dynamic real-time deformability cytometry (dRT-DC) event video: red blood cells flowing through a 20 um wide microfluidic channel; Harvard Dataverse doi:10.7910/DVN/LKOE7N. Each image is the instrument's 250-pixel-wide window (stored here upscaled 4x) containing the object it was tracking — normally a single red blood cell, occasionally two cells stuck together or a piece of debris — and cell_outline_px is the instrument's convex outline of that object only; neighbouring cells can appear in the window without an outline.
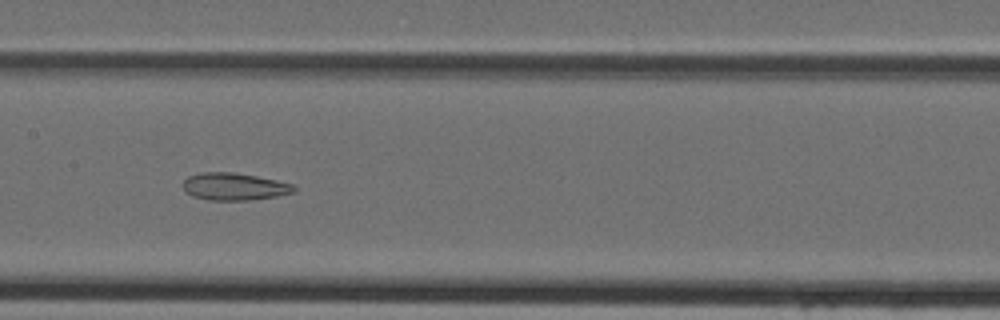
{"species": "Egyptian fruit bat (a non-hibernating species)", "species_latin": "Rousettus aegyptiacus", "temperature_condition": "cold", "stored_images_in_passage": 33, "camera_frame_rate_fps": 3000, "um_per_image_px": 0.085, "animal": {"sex": "female"}, "frame": {"image": 1, "passage_image": 16, "time_ms": 5.0, "image_size_px": [1000, 320], "cell_outline_px": [[296, 192], [276, 196], [248, 200], [208, 200], [192, 196], [184, 192], [180, 184], [188, 176], [200, 172], [232, 172], [256, 176], [276, 180], [292, 184], [296, 188]], "centroid_in_image_um": [19.85, 15.86], "position_along_channel_um": 187.5, "area_um2": 17.86}}
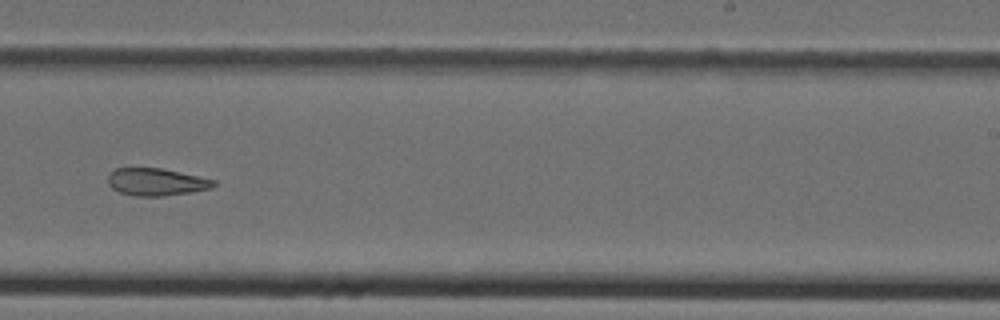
{"frame": {"image": 2, "passage_image": 22, "time_ms": 7.0, "image_size_px": [1000, 320], "cell_outline_px": [[216, 184], [212, 188], [164, 196], [136, 196], [120, 192], [112, 188], [108, 184], [108, 176], [116, 168], [160, 168], [216, 180]], "centroid_in_image_um": [13.28, 15.47], "position_along_channel_um": 275.7, "area_um2": 16.65}}
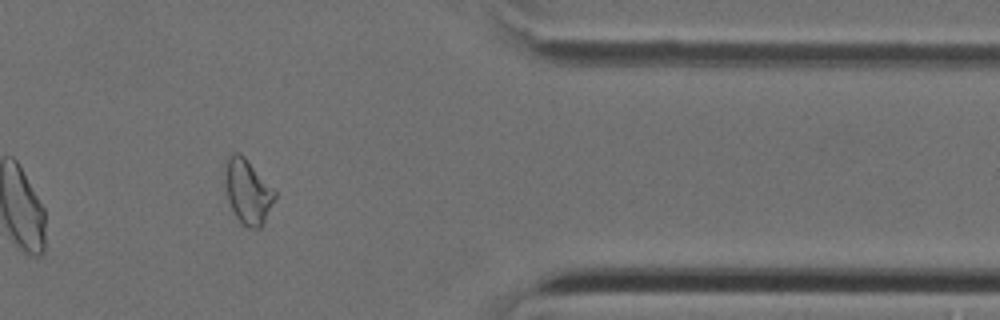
{"frame": {"image": 3, "passage_image": 31, "time_ms": 10.0, "image_size_px": [1000, 320], "cell_outline_px": [[276, 196], [264, 224], [260, 228], [248, 228], [240, 224], [228, 200], [224, 180], [224, 172], [228, 156], [232, 152], [240, 152], [244, 156], [276, 192]], "centroid_in_image_um": [21.04, 16.29], "position_along_channel_um": 390.4, "area_um2": 18.79}}